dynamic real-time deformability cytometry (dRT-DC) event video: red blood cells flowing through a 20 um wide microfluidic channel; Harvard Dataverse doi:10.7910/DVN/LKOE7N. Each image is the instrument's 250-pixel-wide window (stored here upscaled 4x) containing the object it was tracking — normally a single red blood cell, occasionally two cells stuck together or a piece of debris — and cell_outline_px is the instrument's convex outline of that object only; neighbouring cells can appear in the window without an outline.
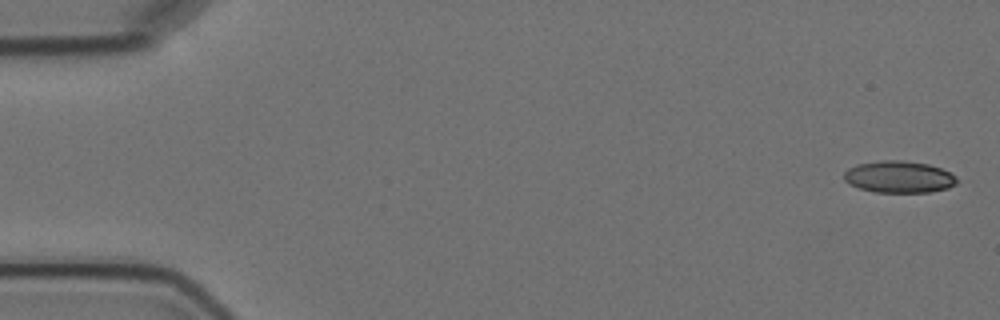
{"species": "Egyptian fruit bat (a non-hibernating species)", "species_latin": "Rousettus aegyptiacus", "temperature_condition": "cold", "stored_images_in_passage": 6, "camera_frame_rate_fps": 3000, "um_per_image_px": 0.085, "animal": {"sex": "female"}, "frame": {"image": 1, "passage_image": 1, "time_ms": 0.0, "image_size_px": [1000, 320], "cell_outline_px": [[960, 180], [956, 184], [948, 188], [928, 192], [876, 192], [860, 188], [848, 184], [844, 180], [844, 172], [848, 168], [856, 164], [880, 160], [904, 160], [928, 164], [940, 168], [956, 176]], "centroid_in_image_um": [76.41, 15.03], "position_along_channel_um": 8.6, "area_um2": 21.1}}